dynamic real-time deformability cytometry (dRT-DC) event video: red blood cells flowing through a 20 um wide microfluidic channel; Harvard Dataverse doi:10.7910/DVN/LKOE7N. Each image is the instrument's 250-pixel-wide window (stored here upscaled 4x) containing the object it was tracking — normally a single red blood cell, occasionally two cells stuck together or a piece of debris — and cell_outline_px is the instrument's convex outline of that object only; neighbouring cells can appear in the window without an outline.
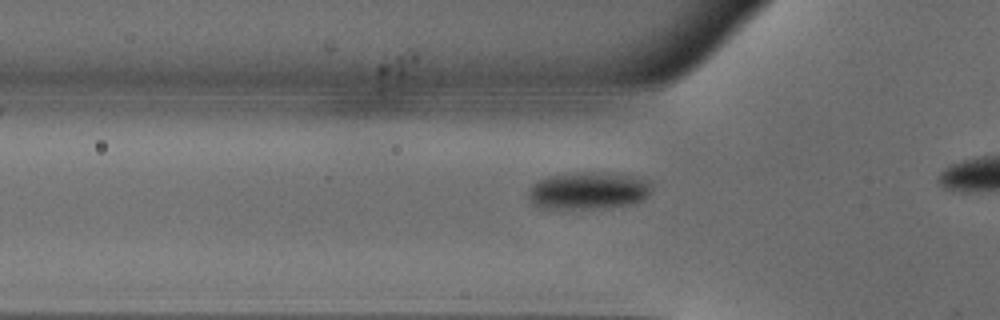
{"species": "common noctule bat (a hibernating species)", "species_latin": "Nyctalus noctula", "temperature_condition": "warm", "stored_images_in_passage": 15, "camera_frame_rate_fps": 3000, "um_per_image_px": 0.085, "animal": {"sex": "male", "body_mass_g": 18.8}, "frame": {"image": 1, "passage_image": 3, "time_ms": 0.667, "image_size_px": [1000, 320], "cell_outline_px": [[652, 192], [644, 200], [636, 204], [604, 208], [540, 208], [532, 204], [528, 196], [528, 188], [532, 184], [540, 180], [552, 176], [580, 172], [604, 172], [636, 176], [652, 180]], "centroid_in_image_um": [50.09, 16.21], "position_along_channel_um": 75.7, "area_um2": 27.34}}
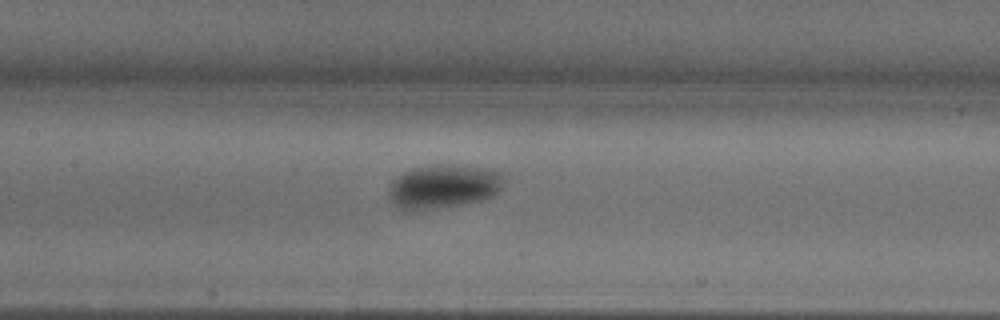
{"frame": {"image": 2, "passage_image": 10, "time_ms": 3.0, "image_size_px": [1000, 320], "cell_outline_px": [[504, 176], [500, 188], [492, 196], [480, 200], [460, 204], [408, 212], [400, 208], [388, 196], [388, 188], [392, 180], [396, 176], [412, 168], [440, 164], [480, 168], [500, 172]], "centroid_in_image_um": [37.62, 15.85], "position_along_channel_um": 169.8, "area_um2": 29.02}}
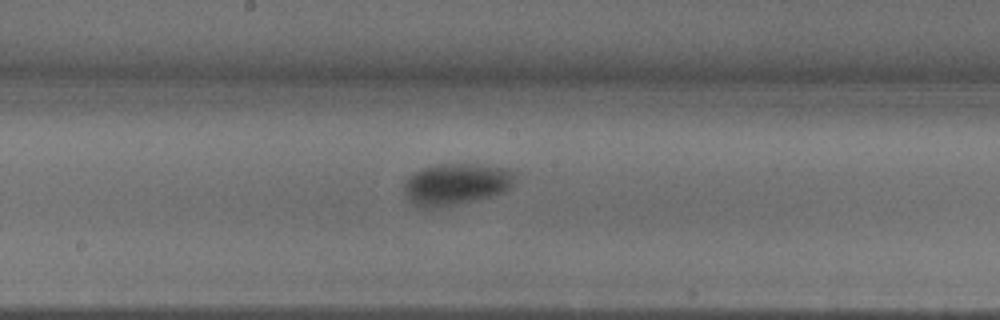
{"frame": {"image": 3, "passage_image": 13, "time_ms": 4.0, "image_size_px": [1000, 320], "cell_outline_px": [[512, 184], [504, 192], [492, 196], [436, 208], [420, 208], [408, 200], [404, 192], [404, 180], [412, 172], [436, 164], [476, 164], [508, 168], [512, 172]], "centroid_in_image_um": [38.69, 15.65], "position_along_channel_um": 209.5, "area_um2": 26.82}}